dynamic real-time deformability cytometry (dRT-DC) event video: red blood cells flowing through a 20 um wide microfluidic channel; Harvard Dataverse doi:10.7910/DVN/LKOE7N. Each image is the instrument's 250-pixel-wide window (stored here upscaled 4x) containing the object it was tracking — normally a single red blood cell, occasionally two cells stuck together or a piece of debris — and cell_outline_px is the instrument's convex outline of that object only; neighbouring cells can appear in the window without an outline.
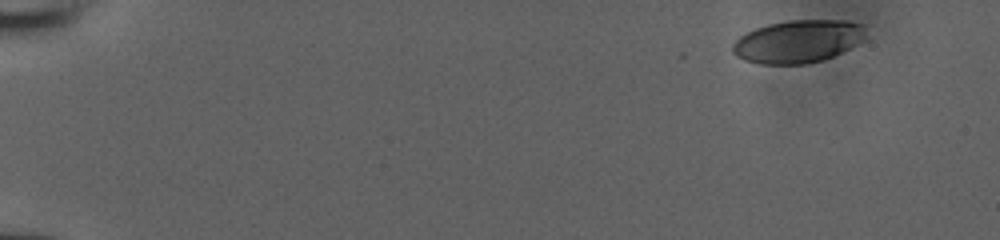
{"species": "human", "species_latin": "Homo sapiens", "temperature_condition": "room temperature", "stored_images_in_passage": 48, "camera_frame_rate_fps": 3000, "um_per_image_px": 0.085, "donor": {"sex": "male"}, "frame": {"image": 1, "passage_image": 1, "time_ms": 0.0, "image_size_px": [1000, 240], "cell_outline_px": [[864, 40], [824, 60], [804, 64], [760, 64], [744, 60], [736, 56], [732, 52], [732, 44], [740, 36], [756, 28], [768, 24], [788, 20], [848, 20], [864, 24]], "centroid_in_image_um": [67.81, 3.51], "position_along_channel_um": 17.2, "area_um2": 33.18}}
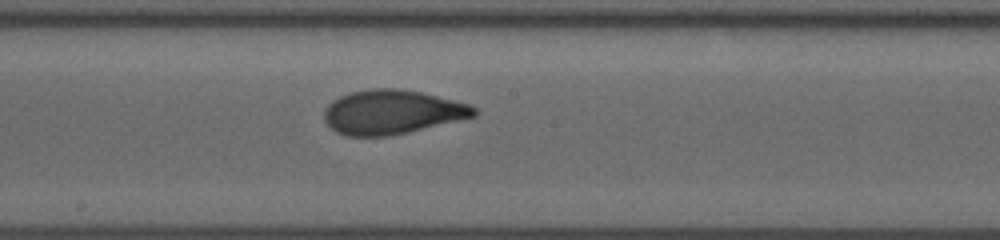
{"frame": {"image": 2, "passage_image": 27, "time_ms": 8.667, "image_size_px": [1000, 240], "cell_outline_px": [[476, 116], [408, 132], [388, 136], [348, 136], [336, 132], [324, 120], [324, 108], [332, 100], [340, 96], [352, 92], [372, 88], [400, 88], [420, 92], [468, 104], [476, 108]], "centroid_in_image_um": [33.28, 9.52], "position_along_channel_um": 214.9, "area_um2": 38.38}}
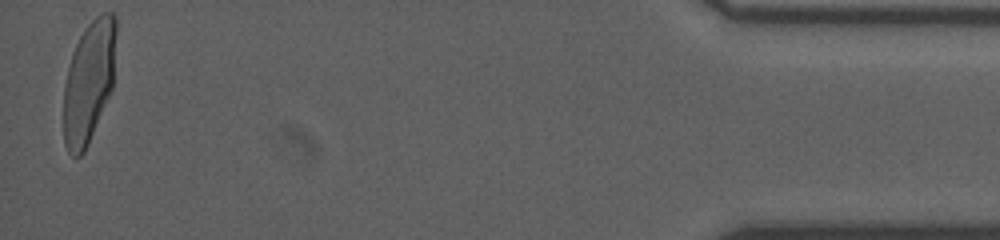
{"frame": {"image": 3, "passage_image": 48, "time_ms": 15.667, "image_size_px": [1000, 240], "cell_outline_px": [[116, 32], [112, 88], [88, 144], [84, 152], [80, 156], [72, 156], [68, 152], [64, 144], [64, 88], [68, 68], [72, 52], [84, 28], [100, 12], [112, 12], [116, 16]], "centroid_in_image_um": [7.55, 6.92], "position_along_channel_um": 427.6, "area_um2": 37.11}}